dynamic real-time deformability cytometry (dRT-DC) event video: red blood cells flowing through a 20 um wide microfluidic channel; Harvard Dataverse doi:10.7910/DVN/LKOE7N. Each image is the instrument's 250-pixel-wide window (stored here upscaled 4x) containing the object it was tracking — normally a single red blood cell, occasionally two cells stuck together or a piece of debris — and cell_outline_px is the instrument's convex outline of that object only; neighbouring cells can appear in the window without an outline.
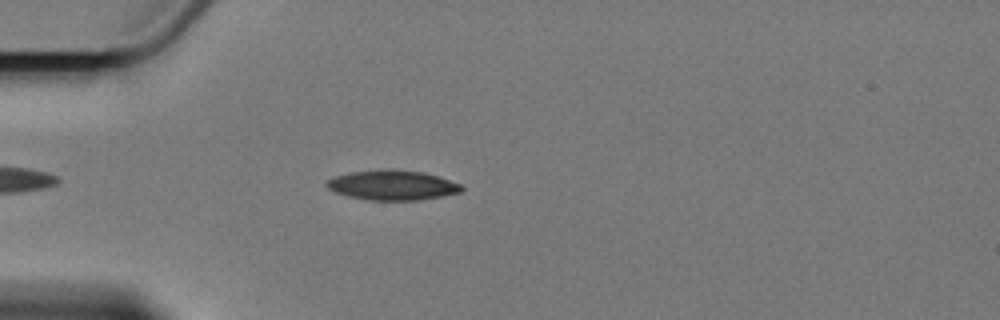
{"species": "Egyptian fruit bat (a non-hibernating species)", "species_latin": "Rousettus aegyptiacus", "temperature_condition": "cold", "stored_images_in_passage": 2, "camera_frame_rate_fps": 3000, "um_per_image_px": 0.085, "animal": {"sex": "female"}, "frame": {"image": 1, "passage_image": 2, "time_ms": 1.333, "image_size_px": [1000, 320], "cell_outline_px": [[464, 188], [460, 192], [444, 196], [420, 200], [368, 200], [348, 196], [336, 192], [328, 188], [324, 184], [332, 176], [348, 172], [384, 168], [392, 168], [424, 172], [440, 176], [460, 184]], "centroid_in_image_um": [33.34, 15.72], "position_along_channel_um": 51.7, "area_um2": 23.93}}